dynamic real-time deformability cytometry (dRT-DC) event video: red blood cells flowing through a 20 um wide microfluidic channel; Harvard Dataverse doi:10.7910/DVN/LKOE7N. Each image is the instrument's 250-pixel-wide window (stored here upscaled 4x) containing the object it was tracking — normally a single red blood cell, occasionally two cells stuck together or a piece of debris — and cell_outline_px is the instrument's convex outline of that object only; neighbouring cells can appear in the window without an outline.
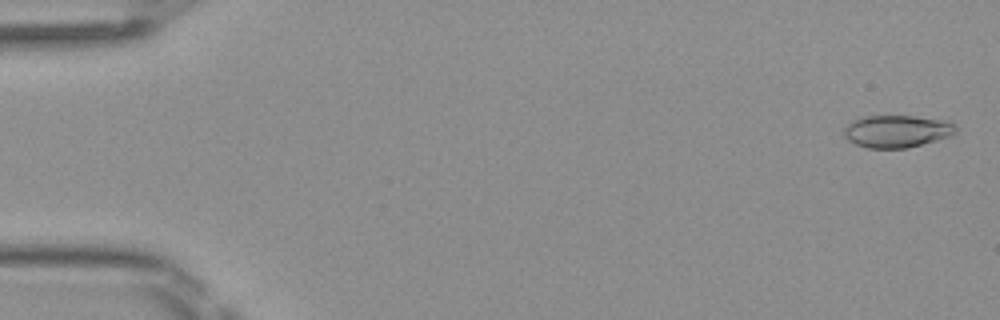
{"species": "Egyptian fruit bat (a non-hibernating species)", "species_latin": "Rousettus aegyptiacus", "temperature_condition": "room temperature", "stored_images_in_passage": 50, "camera_frame_rate_fps": 3000, "um_per_image_px": 0.085, "frame": {"image": 1, "passage_image": 2, "time_ms": 0.333, "image_size_px": [1000, 320], "cell_outline_px": [[956, 132], [952, 136], [908, 148], [868, 148], [856, 144], [848, 140], [844, 136], [844, 128], [852, 120], [864, 116], [912, 116], [940, 120], [956, 124]], "centroid_in_image_um": [76.23, 11.16], "position_along_channel_um": 8.8, "area_um2": 21.04}}
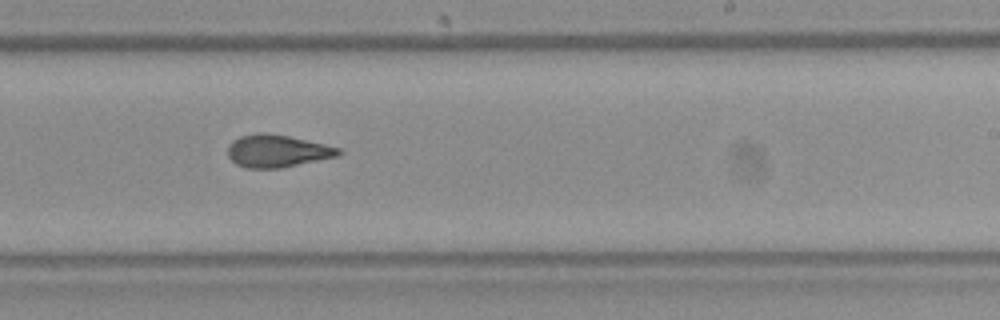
{"frame": {"image": 2, "passage_image": 31, "time_ms": 10.0, "image_size_px": [1000, 320], "cell_outline_px": [[344, 152], [340, 156], [280, 168], [248, 168], [236, 164], [228, 156], [228, 144], [232, 140], [240, 136], [260, 132], [268, 132], [288, 136], [324, 144], [340, 148]], "centroid_in_image_um": [23.57, 12.83], "position_along_channel_um": 265.4, "area_um2": 21.1}}
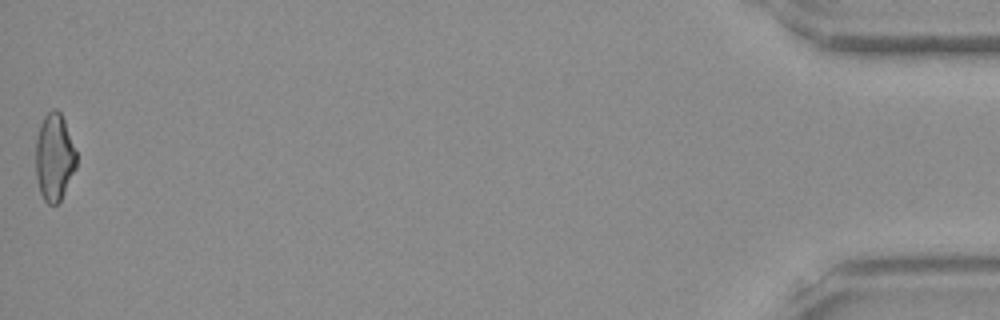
{"frame": {"image": 3, "passage_image": 50, "time_ms": 16.333, "image_size_px": [1000, 320], "cell_outline_px": [[76, 168], [60, 200], [56, 204], [48, 204], [44, 200], [40, 192], [36, 180], [36, 136], [40, 124], [44, 116], [52, 108], [56, 108], [60, 112], [64, 120], [76, 152]], "centroid_in_image_um": [4.6, 13.35], "position_along_channel_um": 430.6, "area_um2": 20.63}, "authors_computed_cell_mechanics": {"area_um2": 20.9525, "velocity_mm_per_s": 4.1205, "shape_relaxation_time_tau1_ms": 7.4159, "shape_relaxation_time_tau2_ms": 2.1563, "deformation_change_tau1": 0.1909, "deformation_change_tau2": 0.0867}}